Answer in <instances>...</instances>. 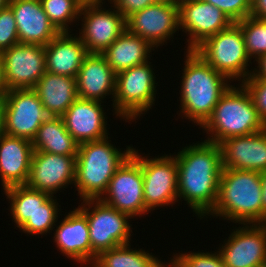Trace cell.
I'll return each instance as SVG.
<instances>
[{
	"instance_id": "cell-44",
	"label": "cell",
	"mask_w": 266,
	"mask_h": 267,
	"mask_svg": "<svg viewBox=\"0 0 266 267\" xmlns=\"http://www.w3.org/2000/svg\"><path fill=\"white\" fill-rule=\"evenodd\" d=\"M9 5V0H0V10Z\"/></svg>"
},
{
	"instance_id": "cell-40",
	"label": "cell",
	"mask_w": 266,
	"mask_h": 267,
	"mask_svg": "<svg viewBox=\"0 0 266 267\" xmlns=\"http://www.w3.org/2000/svg\"><path fill=\"white\" fill-rule=\"evenodd\" d=\"M262 184V224H266V171L260 173Z\"/></svg>"
},
{
	"instance_id": "cell-15",
	"label": "cell",
	"mask_w": 266,
	"mask_h": 267,
	"mask_svg": "<svg viewBox=\"0 0 266 267\" xmlns=\"http://www.w3.org/2000/svg\"><path fill=\"white\" fill-rule=\"evenodd\" d=\"M126 29L158 47L179 28V4L155 2L126 19Z\"/></svg>"
},
{
	"instance_id": "cell-33",
	"label": "cell",
	"mask_w": 266,
	"mask_h": 267,
	"mask_svg": "<svg viewBox=\"0 0 266 267\" xmlns=\"http://www.w3.org/2000/svg\"><path fill=\"white\" fill-rule=\"evenodd\" d=\"M19 43L17 26L12 8L0 10V53Z\"/></svg>"
},
{
	"instance_id": "cell-2",
	"label": "cell",
	"mask_w": 266,
	"mask_h": 267,
	"mask_svg": "<svg viewBox=\"0 0 266 267\" xmlns=\"http://www.w3.org/2000/svg\"><path fill=\"white\" fill-rule=\"evenodd\" d=\"M186 53L180 85V113L201 127L230 83L195 50H187Z\"/></svg>"
},
{
	"instance_id": "cell-27",
	"label": "cell",
	"mask_w": 266,
	"mask_h": 267,
	"mask_svg": "<svg viewBox=\"0 0 266 267\" xmlns=\"http://www.w3.org/2000/svg\"><path fill=\"white\" fill-rule=\"evenodd\" d=\"M33 151L77 156L79 143L67 131L62 117L49 116L33 138Z\"/></svg>"
},
{
	"instance_id": "cell-14",
	"label": "cell",
	"mask_w": 266,
	"mask_h": 267,
	"mask_svg": "<svg viewBox=\"0 0 266 267\" xmlns=\"http://www.w3.org/2000/svg\"><path fill=\"white\" fill-rule=\"evenodd\" d=\"M178 4L179 28L189 35L187 50H195L207 38L233 24L223 11L203 0H180Z\"/></svg>"
},
{
	"instance_id": "cell-37",
	"label": "cell",
	"mask_w": 266,
	"mask_h": 267,
	"mask_svg": "<svg viewBox=\"0 0 266 267\" xmlns=\"http://www.w3.org/2000/svg\"><path fill=\"white\" fill-rule=\"evenodd\" d=\"M119 13L127 19L135 12L141 11L147 6L155 3V0H110Z\"/></svg>"
},
{
	"instance_id": "cell-41",
	"label": "cell",
	"mask_w": 266,
	"mask_h": 267,
	"mask_svg": "<svg viewBox=\"0 0 266 267\" xmlns=\"http://www.w3.org/2000/svg\"><path fill=\"white\" fill-rule=\"evenodd\" d=\"M7 92H8V89H7L5 78H4L3 63L0 57V99H4Z\"/></svg>"
},
{
	"instance_id": "cell-38",
	"label": "cell",
	"mask_w": 266,
	"mask_h": 267,
	"mask_svg": "<svg viewBox=\"0 0 266 267\" xmlns=\"http://www.w3.org/2000/svg\"><path fill=\"white\" fill-rule=\"evenodd\" d=\"M251 16L266 19V0H252Z\"/></svg>"
},
{
	"instance_id": "cell-21",
	"label": "cell",
	"mask_w": 266,
	"mask_h": 267,
	"mask_svg": "<svg viewBox=\"0 0 266 267\" xmlns=\"http://www.w3.org/2000/svg\"><path fill=\"white\" fill-rule=\"evenodd\" d=\"M54 242L67 258L82 265L92 264L97 256L91 249L86 215L79 208L70 211L57 226Z\"/></svg>"
},
{
	"instance_id": "cell-25",
	"label": "cell",
	"mask_w": 266,
	"mask_h": 267,
	"mask_svg": "<svg viewBox=\"0 0 266 267\" xmlns=\"http://www.w3.org/2000/svg\"><path fill=\"white\" fill-rule=\"evenodd\" d=\"M33 90L49 116L61 117L78 98L76 78L65 75L46 72Z\"/></svg>"
},
{
	"instance_id": "cell-5",
	"label": "cell",
	"mask_w": 266,
	"mask_h": 267,
	"mask_svg": "<svg viewBox=\"0 0 266 267\" xmlns=\"http://www.w3.org/2000/svg\"><path fill=\"white\" fill-rule=\"evenodd\" d=\"M239 87L230 85L211 116L201 126L207 134H211L206 141L219 145L227 138L250 135L266 128L258 116L250 93L243 84Z\"/></svg>"
},
{
	"instance_id": "cell-17",
	"label": "cell",
	"mask_w": 266,
	"mask_h": 267,
	"mask_svg": "<svg viewBox=\"0 0 266 267\" xmlns=\"http://www.w3.org/2000/svg\"><path fill=\"white\" fill-rule=\"evenodd\" d=\"M75 171L76 156L33 151L25 185L54 196L58 190L75 182Z\"/></svg>"
},
{
	"instance_id": "cell-4",
	"label": "cell",
	"mask_w": 266,
	"mask_h": 267,
	"mask_svg": "<svg viewBox=\"0 0 266 267\" xmlns=\"http://www.w3.org/2000/svg\"><path fill=\"white\" fill-rule=\"evenodd\" d=\"M108 137L79 144L74 185L83 200H99L117 169L132 154L133 148L121 151Z\"/></svg>"
},
{
	"instance_id": "cell-12",
	"label": "cell",
	"mask_w": 266,
	"mask_h": 267,
	"mask_svg": "<svg viewBox=\"0 0 266 267\" xmlns=\"http://www.w3.org/2000/svg\"><path fill=\"white\" fill-rule=\"evenodd\" d=\"M101 3V0L92 1L80 10L84 23L79 37L88 53L102 54L126 30V19L118 9H102Z\"/></svg>"
},
{
	"instance_id": "cell-19",
	"label": "cell",
	"mask_w": 266,
	"mask_h": 267,
	"mask_svg": "<svg viewBox=\"0 0 266 267\" xmlns=\"http://www.w3.org/2000/svg\"><path fill=\"white\" fill-rule=\"evenodd\" d=\"M101 103L77 98L61 116L67 131L79 144L108 137Z\"/></svg>"
},
{
	"instance_id": "cell-7",
	"label": "cell",
	"mask_w": 266,
	"mask_h": 267,
	"mask_svg": "<svg viewBox=\"0 0 266 267\" xmlns=\"http://www.w3.org/2000/svg\"><path fill=\"white\" fill-rule=\"evenodd\" d=\"M150 61L116 74L113 108L126 121L140 117L155 101V73Z\"/></svg>"
},
{
	"instance_id": "cell-8",
	"label": "cell",
	"mask_w": 266,
	"mask_h": 267,
	"mask_svg": "<svg viewBox=\"0 0 266 267\" xmlns=\"http://www.w3.org/2000/svg\"><path fill=\"white\" fill-rule=\"evenodd\" d=\"M78 208L86 215L92 251L100 252L130 243L131 217L100 200H83ZM94 205V206H93ZM87 206V207H86ZM92 207H94L92 209ZM92 209V210H90ZM91 212H90V211Z\"/></svg>"
},
{
	"instance_id": "cell-45",
	"label": "cell",
	"mask_w": 266,
	"mask_h": 267,
	"mask_svg": "<svg viewBox=\"0 0 266 267\" xmlns=\"http://www.w3.org/2000/svg\"><path fill=\"white\" fill-rule=\"evenodd\" d=\"M156 2H166V3H176L178 4L180 0H155Z\"/></svg>"
},
{
	"instance_id": "cell-13",
	"label": "cell",
	"mask_w": 266,
	"mask_h": 267,
	"mask_svg": "<svg viewBox=\"0 0 266 267\" xmlns=\"http://www.w3.org/2000/svg\"><path fill=\"white\" fill-rule=\"evenodd\" d=\"M8 90L33 89L47 72L44 46L18 43L0 53Z\"/></svg>"
},
{
	"instance_id": "cell-11",
	"label": "cell",
	"mask_w": 266,
	"mask_h": 267,
	"mask_svg": "<svg viewBox=\"0 0 266 267\" xmlns=\"http://www.w3.org/2000/svg\"><path fill=\"white\" fill-rule=\"evenodd\" d=\"M143 173L140 163L130 155L117 169L99 200L130 217L145 215ZM106 197H105V196Z\"/></svg>"
},
{
	"instance_id": "cell-36",
	"label": "cell",
	"mask_w": 266,
	"mask_h": 267,
	"mask_svg": "<svg viewBox=\"0 0 266 267\" xmlns=\"http://www.w3.org/2000/svg\"><path fill=\"white\" fill-rule=\"evenodd\" d=\"M241 83L250 93L258 116L266 125V79L247 78Z\"/></svg>"
},
{
	"instance_id": "cell-32",
	"label": "cell",
	"mask_w": 266,
	"mask_h": 267,
	"mask_svg": "<svg viewBox=\"0 0 266 267\" xmlns=\"http://www.w3.org/2000/svg\"><path fill=\"white\" fill-rule=\"evenodd\" d=\"M51 196L45 203L40 206V209L19 228L26 234H46L54 228L58 217V203ZM53 227V228H52Z\"/></svg>"
},
{
	"instance_id": "cell-16",
	"label": "cell",
	"mask_w": 266,
	"mask_h": 267,
	"mask_svg": "<svg viewBox=\"0 0 266 267\" xmlns=\"http://www.w3.org/2000/svg\"><path fill=\"white\" fill-rule=\"evenodd\" d=\"M250 225V226H249ZM219 252L226 267L266 266V224H243Z\"/></svg>"
},
{
	"instance_id": "cell-35",
	"label": "cell",
	"mask_w": 266,
	"mask_h": 267,
	"mask_svg": "<svg viewBox=\"0 0 266 267\" xmlns=\"http://www.w3.org/2000/svg\"><path fill=\"white\" fill-rule=\"evenodd\" d=\"M180 254H175V256L186 267H226L219 251L217 253L191 252Z\"/></svg>"
},
{
	"instance_id": "cell-22",
	"label": "cell",
	"mask_w": 266,
	"mask_h": 267,
	"mask_svg": "<svg viewBox=\"0 0 266 267\" xmlns=\"http://www.w3.org/2000/svg\"><path fill=\"white\" fill-rule=\"evenodd\" d=\"M116 73L103 54L88 53L76 76L78 98L102 102L115 94Z\"/></svg>"
},
{
	"instance_id": "cell-30",
	"label": "cell",
	"mask_w": 266,
	"mask_h": 267,
	"mask_svg": "<svg viewBox=\"0 0 266 267\" xmlns=\"http://www.w3.org/2000/svg\"><path fill=\"white\" fill-rule=\"evenodd\" d=\"M40 2L50 22L60 33L68 32V24L80 18L82 5L77 0H40Z\"/></svg>"
},
{
	"instance_id": "cell-1",
	"label": "cell",
	"mask_w": 266,
	"mask_h": 267,
	"mask_svg": "<svg viewBox=\"0 0 266 267\" xmlns=\"http://www.w3.org/2000/svg\"><path fill=\"white\" fill-rule=\"evenodd\" d=\"M178 168V198H183L202 219L213 209L223 170L218 144L196 143L184 147L175 156Z\"/></svg>"
},
{
	"instance_id": "cell-9",
	"label": "cell",
	"mask_w": 266,
	"mask_h": 267,
	"mask_svg": "<svg viewBox=\"0 0 266 267\" xmlns=\"http://www.w3.org/2000/svg\"><path fill=\"white\" fill-rule=\"evenodd\" d=\"M141 165L143 173V194L146 209L155 210L178 201V168L176 158L171 154L158 158L142 157L133 148L131 154Z\"/></svg>"
},
{
	"instance_id": "cell-34",
	"label": "cell",
	"mask_w": 266,
	"mask_h": 267,
	"mask_svg": "<svg viewBox=\"0 0 266 267\" xmlns=\"http://www.w3.org/2000/svg\"><path fill=\"white\" fill-rule=\"evenodd\" d=\"M223 11L233 23L251 15L252 0H203Z\"/></svg>"
},
{
	"instance_id": "cell-39",
	"label": "cell",
	"mask_w": 266,
	"mask_h": 267,
	"mask_svg": "<svg viewBox=\"0 0 266 267\" xmlns=\"http://www.w3.org/2000/svg\"><path fill=\"white\" fill-rule=\"evenodd\" d=\"M256 62H258V69L254 68L252 74L248 78L266 79V54L260 56Z\"/></svg>"
},
{
	"instance_id": "cell-6",
	"label": "cell",
	"mask_w": 266,
	"mask_h": 267,
	"mask_svg": "<svg viewBox=\"0 0 266 267\" xmlns=\"http://www.w3.org/2000/svg\"><path fill=\"white\" fill-rule=\"evenodd\" d=\"M195 51L229 81L235 78L244 82L252 74L246 68L250 58L242 30L236 23L207 38Z\"/></svg>"
},
{
	"instance_id": "cell-43",
	"label": "cell",
	"mask_w": 266,
	"mask_h": 267,
	"mask_svg": "<svg viewBox=\"0 0 266 267\" xmlns=\"http://www.w3.org/2000/svg\"><path fill=\"white\" fill-rule=\"evenodd\" d=\"M4 134V108L3 99H0V137Z\"/></svg>"
},
{
	"instance_id": "cell-42",
	"label": "cell",
	"mask_w": 266,
	"mask_h": 267,
	"mask_svg": "<svg viewBox=\"0 0 266 267\" xmlns=\"http://www.w3.org/2000/svg\"><path fill=\"white\" fill-rule=\"evenodd\" d=\"M168 264L166 266V264L159 260L157 267H186L175 255Z\"/></svg>"
},
{
	"instance_id": "cell-3",
	"label": "cell",
	"mask_w": 266,
	"mask_h": 267,
	"mask_svg": "<svg viewBox=\"0 0 266 267\" xmlns=\"http://www.w3.org/2000/svg\"><path fill=\"white\" fill-rule=\"evenodd\" d=\"M260 172L223 169L216 203L209 215L239 224H262Z\"/></svg>"
},
{
	"instance_id": "cell-28",
	"label": "cell",
	"mask_w": 266,
	"mask_h": 267,
	"mask_svg": "<svg viewBox=\"0 0 266 267\" xmlns=\"http://www.w3.org/2000/svg\"><path fill=\"white\" fill-rule=\"evenodd\" d=\"M8 201L11 203L10 213L18 228H20L29 217H32L51 195L46 192L34 190L26 185H14L4 189Z\"/></svg>"
},
{
	"instance_id": "cell-26",
	"label": "cell",
	"mask_w": 266,
	"mask_h": 267,
	"mask_svg": "<svg viewBox=\"0 0 266 267\" xmlns=\"http://www.w3.org/2000/svg\"><path fill=\"white\" fill-rule=\"evenodd\" d=\"M154 46L127 29L102 53L110 68L117 74L148 61ZM153 48V49H152Z\"/></svg>"
},
{
	"instance_id": "cell-24",
	"label": "cell",
	"mask_w": 266,
	"mask_h": 267,
	"mask_svg": "<svg viewBox=\"0 0 266 267\" xmlns=\"http://www.w3.org/2000/svg\"><path fill=\"white\" fill-rule=\"evenodd\" d=\"M69 33H59L44 46L46 71L76 78L88 52L80 37H73Z\"/></svg>"
},
{
	"instance_id": "cell-46",
	"label": "cell",
	"mask_w": 266,
	"mask_h": 267,
	"mask_svg": "<svg viewBox=\"0 0 266 267\" xmlns=\"http://www.w3.org/2000/svg\"><path fill=\"white\" fill-rule=\"evenodd\" d=\"M82 6L85 5L86 3H90L94 0H77Z\"/></svg>"
},
{
	"instance_id": "cell-20",
	"label": "cell",
	"mask_w": 266,
	"mask_h": 267,
	"mask_svg": "<svg viewBox=\"0 0 266 267\" xmlns=\"http://www.w3.org/2000/svg\"><path fill=\"white\" fill-rule=\"evenodd\" d=\"M19 43L46 46L60 32L50 22L40 0H9Z\"/></svg>"
},
{
	"instance_id": "cell-18",
	"label": "cell",
	"mask_w": 266,
	"mask_h": 267,
	"mask_svg": "<svg viewBox=\"0 0 266 267\" xmlns=\"http://www.w3.org/2000/svg\"><path fill=\"white\" fill-rule=\"evenodd\" d=\"M219 146L223 169L266 171V128L250 135L227 138Z\"/></svg>"
},
{
	"instance_id": "cell-31",
	"label": "cell",
	"mask_w": 266,
	"mask_h": 267,
	"mask_svg": "<svg viewBox=\"0 0 266 267\" xmlns=\"http://www.w3.org/2000/svg\"><path fill=\"white\" fill-rule=\"evenodd\" d=\"M236 24L242 30L249 58L257 60L266 54V19L250 15Z\"/></svg>"
},
{
	"instance_id": "cell-10",
	"label": "cell",
	"mask_w": 266,
	"mask_h": 267,
	"mask_svg": "<svg viewBox=\"0 0 266 267\" xmlns=\"http://www.w3.org/2000/svg\"><path fill=\"white\" fill-rule=\"evenodd\" d=\"M4 134L32 141L49 117L33 89L8 90L3 99Z\"/></svg>"
},
{
	"instance_id": "cell-29",
	"label": "cell",
	"mask_w": 266,
	"mask_h": 267,
	"mask_svg": "<svg viewBox=\"0 0 266 267\" xmlns=\"http://www.w3.org/2000/svg\"><path fill=\"white\" fill-rule=\"evenodd\" d=\"M120 245L100 252L91 267H157L159 259L148 252Z\"/></svg>"
},
{
	"instance_id": "cell-23",
	"label": "cell",
	"mask_w": 266,
	"mask_h": 267,
	"mask_svg": "<svg viewBox=\"0 0 266 267\" xmlns=\"http://www.w3.org/2000/svg\"><path fill=\"white\" fill-rule=\"evenodd\" d=\"M32 154L31 141L6 134L0 137V176L3 189L27 183Z\"/></svg>"
}]
</instances>
